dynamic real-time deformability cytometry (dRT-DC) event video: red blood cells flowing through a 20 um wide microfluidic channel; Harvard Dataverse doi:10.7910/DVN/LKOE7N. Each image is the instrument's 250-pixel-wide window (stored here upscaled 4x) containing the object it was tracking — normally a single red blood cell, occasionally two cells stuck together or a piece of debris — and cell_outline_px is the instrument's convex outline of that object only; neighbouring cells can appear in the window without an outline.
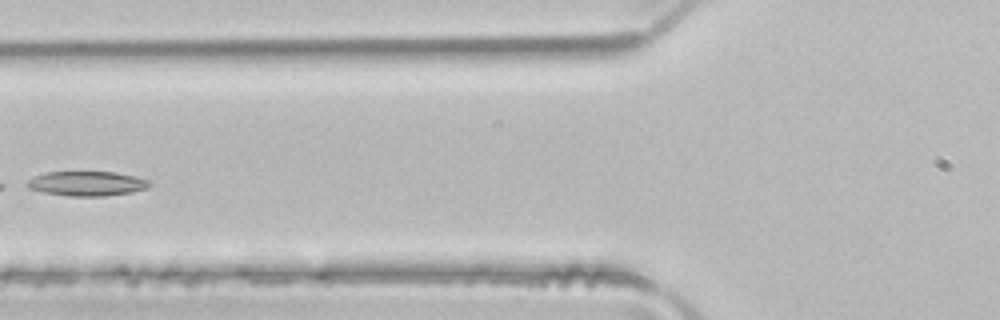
{"species": "common noctule bat (a hibernating species)", "species_latin": "Nyctalus noctula", "temperature_condition": "room temperature", "stored_images_in_passage": 5, "camera_frame_rate_fps": 3000, "um_per_image_px": 0.085, "animal": {"sex": "male", "body_mass_g": 21.5, "forearm_length_mm": 52.0}, "frame": {"image": 1, "passage_image": 5, "time_ms": 1.333, "image_size_px": [1000, 320], "cell_outline_px": [[152, 184], [148, 188], [132, 192], [104, 196], [68, 196], [44, 192], [28, 188], [20, 184], [32, 176], [44, 172], [116, 172], [148, 180]], "centroid_in_image_um": [7.29, 15.6], "position_along_channel_um": 118.5, "area_um2": 17.8}}